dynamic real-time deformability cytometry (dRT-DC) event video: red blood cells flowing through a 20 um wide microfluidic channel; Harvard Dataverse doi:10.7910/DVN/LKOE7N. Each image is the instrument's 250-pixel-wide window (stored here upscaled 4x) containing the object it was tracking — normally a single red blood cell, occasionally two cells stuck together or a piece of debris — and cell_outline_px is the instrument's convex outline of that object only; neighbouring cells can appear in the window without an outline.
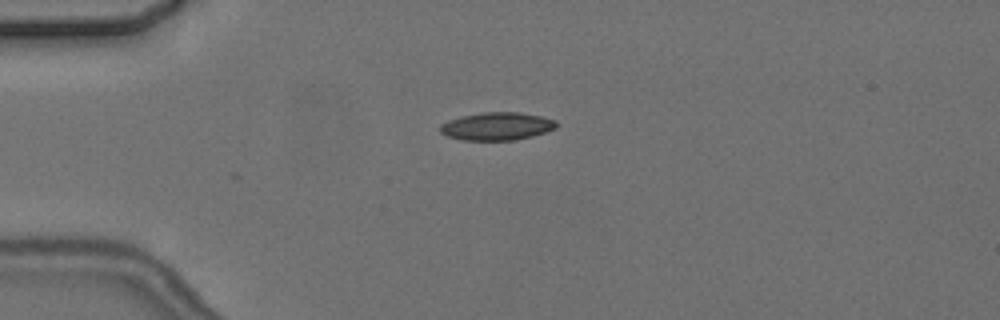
{"species": "common noctule bat (a hibernating species)", "species_latin": "Nyctalus noctula", "temperature_condition": "cold", "stored_images_in_passage": 2, "camera_frame_rate_fps": 3000, "um_per_image_px": 0.085, "animal": {"sex": "female", "body_mass_g": 24.6, "forearm_length_mm": 56.2}, "frame": {"image": 1, "passage_image": 1, "time_ms": 0.0, "image_size_px": [1000, 320], "cell_outline_px": [[556, 128], [532, 136], [512, 140], [460, 140], [448, 136], [440, 132], [440, 124], [448, 120], [460, 116], [484, 112], [520, 112], [540, 116], [556, 120]], "centroid_in_image_um": [42.2, 10.73], "position_along_channel_um": 42.8, "area_um2": 18.84}}